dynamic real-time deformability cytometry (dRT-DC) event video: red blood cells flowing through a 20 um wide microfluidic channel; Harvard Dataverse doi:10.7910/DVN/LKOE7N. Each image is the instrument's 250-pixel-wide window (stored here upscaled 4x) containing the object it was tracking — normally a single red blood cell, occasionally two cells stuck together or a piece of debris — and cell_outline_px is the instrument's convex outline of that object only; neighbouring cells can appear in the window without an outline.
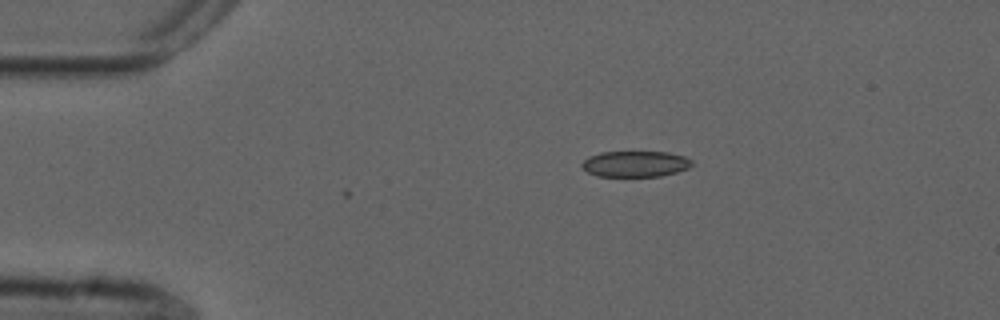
{"species": "common noctule bat (a hibernating species)", "species_latin": "Nyctalus noctula", "temperature_condition": "cold", "stored_images_in_passage": 2, "camera_frame_rate_fps": 3000, "um_per_image_px": 0.085, "animal": {"sex": "male", "forearm_length_mm": 52.5}, "frame": {"image": 1, "passage_image": 2, "time_ms": 0.333, "image_size_px": [1000, 320], "cell_outline_px": [[692, 164], [688, 168], [676, 172], [660, 176], [596, 176], [588, 172], [580, 164], [588, 156], [600, 152], [668, 152], [684, 156], [692, 160]], "centroid_in_image_um": [53.99, 13.92], "position_along_channel_um": 31.0, "area_um2": 16.59}}